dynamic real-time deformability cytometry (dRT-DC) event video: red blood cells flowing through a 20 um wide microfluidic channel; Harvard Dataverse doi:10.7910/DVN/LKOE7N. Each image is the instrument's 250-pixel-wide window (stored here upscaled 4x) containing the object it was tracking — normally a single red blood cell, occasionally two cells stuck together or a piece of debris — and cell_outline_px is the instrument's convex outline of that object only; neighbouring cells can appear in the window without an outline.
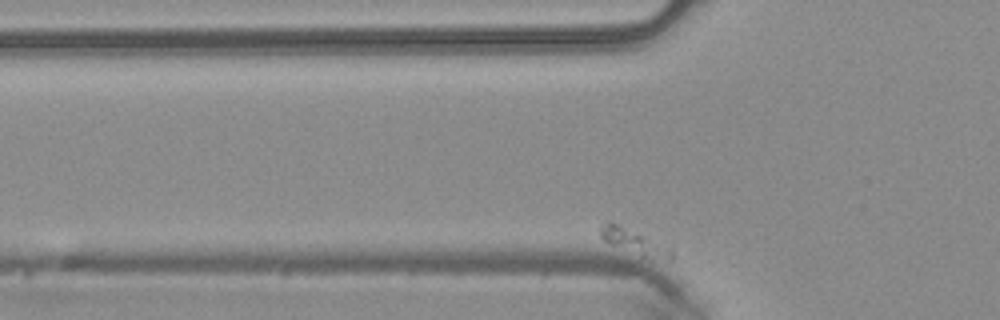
{"species": "common noctule bat (a hibernating species)", "species_latin": "Nyctalus noctula", "temperature_condition": "warm", "stored_images_in_passage": 48, "camera_frame_rate_fps": 3000, "um_per_image_px": 0.085, "animal": {"sex": "male", "body_mass_g": 20.4}, "frame": {"image": 1, "passage_image": 10, "time_ms": 3.0, "image_size_px": [1000, 320], "cell_outline_px": [[672, 260], [640, 260], [604, 240], [600, 236], [600, 228], [604, 220], [608, 220], [672, 244]], "centroid_in_image_um": [54.03, 20.6], "position_along_channel_um": 71.8, "area_um2": 11.91}}
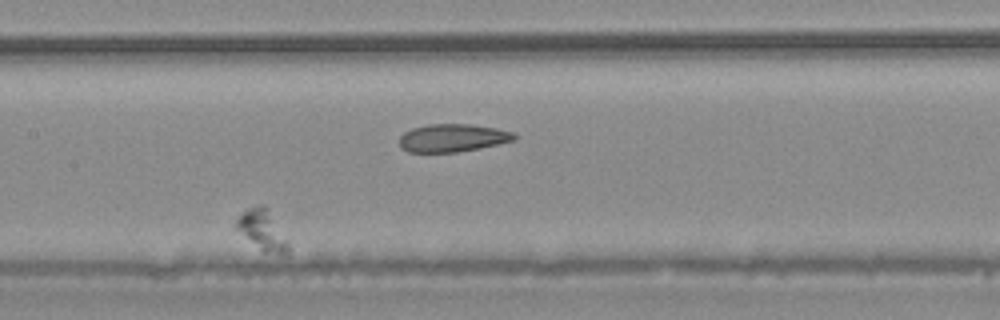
{"frame": {"image": 2, "passage_image": 23, "time_ms": 7.333, "image_size_px": [1000, 320], "cell_outline_px": [[292, 248], [288, 256], [264, 252], [236, 228], [236, 220], [244, 212], [260, 204], [264, 204], [268, 208], [288, 240]], "centroid_in_image_um": [22.41, 19.61], "position_along_channel_um": 185.0, "area_um2": 12.08}}
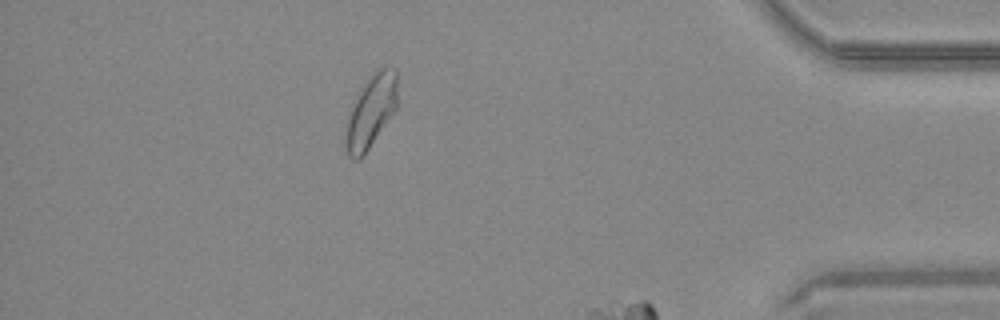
{"frame": {"image": 3, "passage_image": 43, "time_ms": 14.0, "image_size_px": [1000, 320], "cell_outline_px": [[396, 108], [364, 156], [360, 160], [352, 160], [348, 156], [344, 140], [348, 120], [352, 104], [360, 88], [376, 68], [396, 68]], "centroid_in_image_um": [31.5, 9.49], "position_along_channel_um": 403.7, "area_um2": 21.79}}